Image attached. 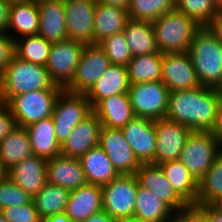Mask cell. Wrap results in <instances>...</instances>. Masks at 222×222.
<instances>
[{"mask_svg":"<svg viewBox=\"0 0 222 222\" xmlns=\"http://www.w3.org/2000/svg\"><path fill=\"white\" fill-rule=\"evenodd\" d=\"M220 100L212 87L174 90L169 93L164 118L183 124L192 131H210Z\"/></svg>","mask_w":222,"mask_h":222,"instance_id":"6da1fadb","label":"cell"},{"mask_svg":"<svg viewBox=\"0 0 222 222\" xmlns=\"http://www.w3.org/2000/svg\"><path fill=\"white\" fill-rule=\"evenodd\" d=\"M42 89L64 88L51 80L45 66L23 61L17 56L0 76V101L5 103L19 94Z\"/></svg>","mask_w":222,"mask_h":222,"instance_id":"7a4b0ae2","label":"cell"},{"mask_svg":"<svg viewBox=\"0 0 222 222\" xmlns=\"http://www.w3.org/2000/svg\"><path fill=\"white\" fill-rule=\"evenodd\" d=\"M157 49L160 53L187 52L201 26L192 18L173 9L152 22Z\"/></svg>","mask_w":222,"mask_h":222,"instance_id":"3957f363","label":"cell"},{"mask_svg":"<svg viewBox=\"0 0 222 222\" xmlns=\"http://www.w3.org/2000/svg\"><path fill=\"white\" fill-rule=\"evenodd\" d=\"M188 53L201 86L213 88L222 74V43L203 26L192 39Z\"/></svg>","mask_w":222,"mask_h":222,"instance_id":"277c9868","label":"cell"},{"mask_svg":"<svg viewBox=\"0 0 222 222\" xmlns=\"http://www.w3.org/2000/svg\"><path fill=\"white\" fill-rule=\"evenodd\" d=\"M64 89H42L19 94L6 104L17 126L26 127L34 122L52 117L55 102Z\"/></svg>","mask_w":222,"mask_h":222,"instance_id":"5b68a950","label":"cell"},{"mask_svg":"<svg viewBox=\"0 0 222 222\" xmlns=\"http://www.w3.org/2000/svg\"><path fill=\"white\" fill-rule=\"evenodd\" d=\"M221 150L209 131H191L178 160L199 182L207 174Z\"/></svg>","mask_w":222,"mask_h":222,"instance_id":"8992f818","label":"cell"},{"mask_svg":"<svg viewBox=\"0 0 222 222\" xmlns=\"http://www.w3.org/2000/svg\"><path fill=\"white\" fill-rule=\"evenodd\" d=\"M93 113L91 103L85 94L70 93L63 90L54 106L52 118L56 141L60 146L72 130Z\"/></svg>","mask_w":222,"mask_h":222,"instance_id":"52a82bcc","label":"cell"},{"mask_svg":"<svg viewBox=\"0 0 222 222\" xmlns=\"http://www.w3.org/2000/svg\"><path fill=\"white\" fill-rule=\"evenodd\" d=\"M102 189V209L115 220L134 216L138 182L134 174L119 175Z\"/></svg>","mask_w":222,"mask_h":222,"instance_id":"ba28073f","label":"cell"},{"mask_svg":"<svg viewBox=\"0 0 222 222\" xmlns=\"http://www.w3.org/2000/svg\"><path fill=\"white\" fill-rule=\"evenodd\" d=\"M169 93L162 81L130 84L128 95L134 115L152 120L164 118Z\"/></svg>","mask_w":222,"mask_h":222,"instance_id":"9c48e42d","label":"cell"},{"mask_svg":"<svg viewBox=\"0 0 222 222\" xmlns=\"http://www.w3.org/2000/svg\"><path fill=\"white\" fill-rule=\"evenodd\" d=\"M84 47V43L69 38L51 44L45 67L56 85L65 88L71 82Z\"/></svg>","mask_w":222,"mask_h":222,"instance_id":"30bf717a","label":"cell"},{"mask_svg":"<svg viewBox=\"0 0 222 222\" xmlns=\"http://www.w3.org/2000/svg\"><path fill=\"white\" fill-rule=\"evenodd\" d=\"M110 65L109 58L99 44H85L74 77L64 90L85 94Z\"/></svg>","mask_w":222,"mask_h":222,"instance_id":"8fae6325","label":"cell"},{"mask_svg":"<svg viewBox=\"0 0 222 222\" xmlns=\"http://www.w3.org/2000/svg\"><path fill=\"white\" fill-rule=\"evenodd\" d=\"M154 124L157 139L153 164L178 160L192 130L166 118L154 120Z\"/></svg>","mask_w":222,"mask_h":222,"instance_id":"7c38bea8","label":"cell"},{"mask_svg":"<svg viewBox=\"0 0 222 222\" xmlns=\"http://www.w3.org/2000/svg\"><path fill=\"white\" fill-rule=\"evenodd\" d=\"M161 81L170 92L201 86L188 51L163 54Z\"/></svg>","mask_w":222,"mask_h":222,"instance_id":"4fadbf2b","label":"cell"},{"mask_svg":"<svg viewBox=\"0 0 222 222\" xmlns=\"http://www.w3.org/2000/svg\"><path fill=\"white\" fill-rule=\"evenodd\" d=\"M99 146L108 155L113 167L120 175L135 174L141 166L121 129L102 126Z\"/></svg>","mask_w":222,"mask_h":222,"instance_id":"5bb4252c","label":"cell"},{"mask_svg":"<svg viewBox=\"0 0 222 222\" xmlns=\"http://www.w3.org/2000/svg\"><path fill=\"white\" fill-rule=\"evenodd\" d=\"M121 130L138 162L153 163L157 139L154 120L134 116Z\"/></svg>","mask_w":222,"mask_h":222,"instance_id":"9a60e30c","label":"cell"},{"mask_svg":"<svg viewBox=\"0 0 222 222\" xmlns=\"http://www.w3.org/2000/svg\"><path fill=\"white\" fill-rule=\"evenodd\" d=\"M64 3L68 38L93 44L95 0H64Z\"/></svg>","mask_w":222,"mask_h":222,"instance_id":"2e32d148","label":"cell"},{"mask_svg":"<svg viewBox=\"0 0 222 222\" xmlns=\"http://www.w3.org/2000/svg\"><path fill=\"white\" fill-rule=\"evenodd\" d=\"M138 186L148 189L164 201L173 211H181L188 205L174 192L160 165L141 164L135 172Z\"/></svg>","mask_w":222,"mask_h":222,"instance_id":"e0dca14e","label":"cell"},{"mask_svg":"<svg viewBox=\"0 0 222 222\" xmlns=\"http://www.w3.org/2000/svg\"><path fill=\"white\" fill-rule=\"evenodd\" d=\"M7 176L34 198L47 183V160L32 155L9 169Z\"/></svg>","mask_w":222,"mask_h":222,"instance_id":"ac0fdd59","label":"cell"},{"mask_svg":"<svg viewBox=\"0 0 222 222\" xmlns=\"http://www.w3.org/2000/svg\"><path fill=\"white\" fill-rule=\"evenodd\" d=\"M102 124L92 113L80 122L61 145V155L73 158L82 157L90 148L99 145Z\"/></svg>","mask_w":222,"mask_h":222,"instance_id":"d6986e66","label":"cell"},{"mask_svg":"<svg viewBox=\"0 0 222 222\" xmlns=\"http://www.w3.org/2000/svg\"><path fill=\"white\" fill-rule=\"evenodd\" d=\"M39 9L38 35L50 43L68 38L64 0H36Z\"/></svg>","mask_w":222,"mask_h":222,"instance_id":"ffe728a7","label":"cell"},{"mask_svg":"<svg viewBox=\"0 0 222 222\" xmlns=\"http://www.w3.org/2000/svg\"><path fill=\"white\" fill-rule=\"evenodd\" d=\"M47 182L69 191L87 184L79 158L61 154L47 160Z\"/></svg>","mask_w":222,"mask_h":222,"instance_id":"44dd1931","label":"cell"},{"mask_svg":"<svg viewBox=\"0 0 222 222\" xmlns=\"http://www.w3.org/2000/svg\"><path fill=\"white\" fill-rule=\"evenodd\" d=\"M102 210L101 186L87 183L70 191L64 212L71 221L82 222Z\"/></svg>","mask_w":222,"mask_h":222,"instance_id":"7402d4cb","label":"cell"},{"mask_svg":"<svg viewBox=\"0 0 222 222\" xmlns=\"http://www.w3.org/2000/svg\"><path fill=\"white\" fill-rule=\"evenodd\" d=\"M93 113L102 126L111 129H122L135 116L128 93L102 99L93 108Z\"/></svg>","mask_w":222,"mask_h":222,"instance_id":"603a6c76","label":"cell"},{"mask_svg":"<svg viewBox=\"0 0 222 222\" xmlns=\"http://www.w3.org/2000/svg\"><path fill=\"white\" fill-rule=\"evenodd\" d=\"M129 86L127 66L111 64L85 95L94 108L106 97L128 93Z\"/></svg>","mask_w":222,"mask_h":222,"instance_id":"cb8c5ba5","label":"cell"},{"mask_svg":"<svg viewBox=\"0 0 222 222\" xmlns=\"http://www.w3.org/2000/svg\"><path fill=\"white\" fill-rule=\"evenodd\" d=\"M174 192L188 205L196 206L199 182L179 160L160 164Z\"/></svg>","mask_w":222,"mask_h":222,"instance_id":"d4e9b609","label":"cell"},{"mask_svg":"<svg viewBox=\"0 0 222 222\" xmlns=\"http://www.w3.org/2000/svg\"><path fill=\"white\" fill-rule=\"evenodd\" d=\"M79 160L88 184L103 186L120 175L99 145L90 148Z\"/></svg>","mask_w":222,"mask_h":222,"instance_id":"484cf974","label":"cell"},{"mask_svg":"<svg viewBox=\"0 0 222 222\" xmlns=\"http://www.w3.org/2000/svg\"><path fill=\"white\" fill-rule=\"evenodd\" d=\"M128 11L114 6L96 3L94 12L93 44L120 33L129 20Z\"/></svg>","mask_w":222,"mask_h":222,"instance_id":"4316f807","label":"cell"},{"mask_svg":"<svg viewBox=\"0 0 222 222\" xmlns=\"http://www.w3.org/2000/svg\"><path fill=\"white\" fill-rule=\"evenodd\" d=\"M39 24V9L36 0L11 3L7 34L14 41L15 36L11 35V29L21 37L37 35Z\"/></svg>","mask_w":222,"mask_h":222,"instance_id":"83f0119b","label":"cell"},{"mask_svg":"<svg viewBox=\"0 0 222 222\" xmlns=\"http://www.w3.org/2000/svg\"><path fill=\"white\" fill-rule=\"evenodd\" d=\"M54 127L52 117L25 127L34 155L48 160L61 154V146L56 141Z\"/></svg>","mask_w":222,"mask_h":222,"instance_id":"f1b7e54d","label":"cell"},{"mask_svg":"<svg viewBox=\"0 0 222 222\" xmlns=\"http://www.w3.org/2000/svg\"><path fill=\"white\" fill-rule=\"evenodd\" d=\"M32 155L34 153L25 127L17 126L0 141V161L6 171Z\"/></svg>","mask_w":222,"mask_h":222,"instance_id":"f546056e","label":"cell"},{"mask_svg":"<svg viewBox=\"0 0 222 222\" xmlns=\"http://www.w3.org/2000/svg\"><path fill=\"white\" fill-rule=\"evenodd\" d=\"M123 33L132 56L159 52L152 22L129 19Z\"/></svg>","mask_w":222,"mask_h":222,"instance_id":"4dcf8cb0","label":"cell"},{"mask_svg":"<svg viewBox=\"0 0 222 222\" xmlns=\"http://www.w3.org/2000/svg\"><path fill=\"white\" fill-rule=\"evenodd\" d=\"M162 57L160 52L133 56L127 65L129 83L161 81Z\"/></svg>","mask_w":222,"mask_h":222,"instance_id":"1f68e13d","label":"cell"},{"mask_svg":"<svg viewBox=\"0 0 222 222\" xmlns=\"http://www.w3.org/2000/svg\"><path fill=\"white\" fill-rule=\"evenodd\" d=\"M174 211L148 189L138 186L134 216L147 222H164Z\"/></svg>","mask_w":222,"mask_h":222,"instance_id":"d6a6232c","label":"cell"},{"mask_svg":"<svg viewBox=\"0 0 222 222\" xmlns=\"http://www.w3.org/2000/svg\"><path fill=\"white\" fill-rule=\"evenodd\" d=\"M70 191L47 182L33 198L40 218H47L65 211Z\"/></svg>","mask_w":222,"mask_h":222,"instance_id":"836d02e7","label":"cell"},{"mask_svg":"<svg viewBox=\"0 0 222 222\" xmlns=\"http://www.w3.org/2000/svg\"><path fill=\"white\" fill-rule=\"evenodd\" d=\"M222 197V150L207 174L199 181L196 206L213 204Z\"/></svg>","mask_w":222,"mask_h":222,"instance_id":"e575fe53","label":"cell"},{"mask_svg":"<svg viewBox=\"0 0 222 222\" xmlns=\"http://www.w3.org/2000/svg\"><path fill=\"white\" fill-rule=\"evenodd\" d=\"M21 38H15V56L29 63L46 66L52 43L38 34Z\"/></svg>","mask_w":222,"mask_h":222,"instance_id":"d590c367","label":"cell"},{"mask_svg":"<svg viewBox=\"0 0 222 222\" xmlns=\"http://www.w3.org/2000/svg\"><path fill=\"white\" fill-rule=\"evenodd\" d=\"M175 9V0H130V19L153 22L158 17Z\"/></svg>","mask_w":222,"mask_h":222,"instance_id":"8d00e7d4","label":"cell"},{"mask_svg":"<svg viewBox=\"0 0 222 222\" xmlns=\"http://www.w3.org/2000/svg\"><path fill=\"white\" fill-rule=\"evenodd\" d=\"M175 9L206 26L218 13L214 0H175Z\"/></svg>","mask_w":222,"mask_h":222,"instance_id":"74e56055","label":"cell"},{"mask_svg":"<svg viewBox=\"0 0 222 222\" xmlns=\"http://www.w3.org/2000/svg\"><path fill=\"white\" fill-rule=\"evenodd\" d=\"M111 64L127 66L133 57L123 31L105 38L99 43Z\"/></svg>","mask_w":222,"mask_h":222,"instance_id":"f35d334b","label":"cell"},{"mask_svg":"<svg viewBox=\"0 0 222 222\" xmlns=\"http://www.w3.org/2000/svg\"><path fill=\"white\" fill-rule=\"evenodd\" d=\"M33 198L7 175L0 180V211L10 206L31 203Z\"/></svg>","mask_w":222,"mask_h":222,"instance_id":"ab89813d","label":"cell"},{"mask_svg":"<svg viewBox=\"0 0 222 222\" xmlns=\"http://www.w3.org/2000/svg\"><path fill=\"white\" fill-rule=\"evenodd\" d=\"M1 213L9 222H36L40 218L33 201L24 205L10 206L1 210Z\"/></svg>","mask_w":222,"mask_h":222,"instance_id":"60d3db41","label":"cell"},{"mask_svg":"<svg viewBox=\"0 0 222 222\" xmlns=\"http://www.w3.org/2000/svg\"><path fill=\"white\" fill-rule=\"evenodd\" d=\"M15 56V42L7 33H0V76Z\"/></svg>","mask_w":222,"mask_h":222,"instance_id":"b9f144b4","label":"cell"},{"mask_svg":"<svg viewBox=\"0 0 222 222\" xmlns=\"http://www.w3.org/2000/svg\"><path fill=\"white\" fill-rule=\"evenodd\" d=\"M17 127L16 120L8 105L0 101V141Z\"/></svg>","mask_w":222,"mask_h":222,"instance_id":"7bdbcfd3","label":"cell"},{"mask_svg":"<svg viewBox=\"0 0 222 222\" xmlns=\"http://www.w3.org/2000/svg\"><path fill=\"white\" fill-rule=\"evenodd\" d=\"M164 222H195V206H188L181 211H174Z\"/></svg>","mask_w":222,"mask_h":222,"instance_id":"ee69618b","label":"cell"},{"mask_svg":"<svg viewBox=\"0 0 222 222\" xmlns=\"http://www.w3.org/2000/svg\"><path fill=\"white\" fill-rule=\"evenodd\" d=\"M222 148V98L218 103L214 125L209 131Z\"/></svg>","mask_w":222,"mask_h":222,"instance_id":"f6af8a7d","label":"cell"},{"mask_svg":"<svg viewBox=\"0 0 222 222\" xmlns=\"http://www.w3.org/2000/svg\"><path fill=\"white\" fill-rule=\"evenodd\" d=\"M209 222H222V211L213 204L196 206Z\"/></svg>","mask_w":222,"mask_h":222,"instance_id":"bcb514c9","label":"cell"},{"mask_svg":"<svg viewBox=\"0 0 222 222\" xmlns=\"http://www.w3.org/2000/svg\"><path fill=\"white\" fill-rule=\"evenodd\" d=\"M11 3L0 0V33H7Z\"/></svg>","mask_w":222,"mask_h":222,"instance_id":"7dc6e473","label":"cell"},{"mask_svg":"<svg viewBox=\"0 0 222 222\" xmlns=\"http://www.w3.org/2000/svg\"><path fill=\"white\" fill-rule=\"evenodd\" d=\"M206 27L222 43V11H218Z\"/></svg>","mask_w":222,"mask_h":222,"instance_id":"c3c4849f","label":"cell"},{"mask_svg":"<svg viewBox=\"0 0 222 222\" xmlns=\"http://www.w3.org/2000/svg\"><path fill=\"white\" fill-rule=\"evenodd\" d=\"M82 222H117V220H115L113 217L102 210L96 214L89 216L86 220Z\"/></svg>","mask_w":222,"mask_h":222,"instance_id":"681fc988","label":"cell"},{"mask_svg":"<svg viewBox=\"0 0 222 222\" xmlns=\"http://www.w3.org/2000/svg\"><path fill=\"white\" fill-rule=\"evenodd\" d=\"M95 2L107 6L118 7L125 10H128L130 4V0H95Z\"/></svg>","mask_w":222,"mask_h":222,"instance_id":"f907efd6","label":"cell"},{"mask_svg":"<svg viewBox=\"0 0 222 222\" xmlns=\"http://www.w3.org/2000/svg\"><path fill=\"white\" fill-rule=\"evenodd\" d=\"M47 222H71L65 212L57 213L46 218Z\"/></svg>","mask_w":222,"mask_h":222,"instance_id":"816d5d0a","label":"cell"},{"mask_svg":"<svg viewBox=\"0 0 222 222\" xmlns=\"http://www.w3.org/2000/svg\"><path fill=\"white\" fill-rule=\"evenodd\" d=\"M117 222H147V221H144L143 219L138 218L136 216H128L117 220Z\"/></svg>","mask_w":222,"mask_h":222,"instance_id":"f5cc1de1","label":"cell"},{"mask_svg":"<svg viewBox=\"0 0 222 222\" xmlns=\"http://www.w3.org/2000/svg\"><path fill=\"white\" fill-rule=\"evenodd\" d=\"M195 222H209L201 213L200 210L195 206Z\"/></svg>","mask_w":222,"mask_h":222,"instance_id":"db71d44e","label":"cell"},{"mask_svg":"<svg viewBox=\"0 0 222 222\" xmlns=\"http://www.w3.org/2000/svg\"><path fill=\"white\" fill-rule=\"evenodd\" d=\"M213 89L219 94V96L222 98V74L220 75L219 81L217 84L213 87Z\"/></svg>","mask_w":222,"mask_h":222,"instance_id":"11a10c76","label":"cell"},{"mask_svg":"<svg viewBox=\"0 0 222 222\" xmlns=\"http://www.w3.org/2000/svg\"><path fill=\"white\" fill-rule=\"evenodd\" d=\"M7 175V171L3 168L0 161V180H2Z\"/></svg>","mask_w":222,"mask_h":222,"instance_id":"9f6ffc18","label":"cell"},{"mask_svg":"<svg viewBox=\"0 0 222 222\" xmlns=\"http://www.w3.org/2000/svg\"><path fill=\"white\" fill-rule=\"evenodd\" d=\"M213 205L218 208L220 211H222V197L219 198L216 202L213 203Z\"/></svg>","mask_w":222,"mask_h":222,"instance_id":"6f0895ef","label":"cell"},{"mask_svg":"<svg viewBox=\"0 0 222 222\" xmlns=\"http://www.w3.org/2000/svg\"><path fill=\"white\" fill-rule=\"evenodd\" d=\"M214 3L218 9V11H222V0H214Z\"/></svg>","mask_w":222,"mask_h":222,"instance_id":"680465c9","label":"cell"},{"mask_svg":"<svg viewBox=\"0 0 222 222\" xmlns=\"http://www.w3.org/2000/svg\"><path fill=\"white\" fill-rule=\"evenodd\" d=\"M0 222H9L0 211Z\"/></svg>","mask_w":222,"mask_h":222,"instance_id":"91938a15","label":"cell"},{"mask_svg":"<svg viewBox=\"0 0 222 222\" xmlns=\"http://www.w3.org/2000/svg\"><path fill=\"white\" fill-rule=\"evenodd\" d=\"M10 3H14V2H25V1H30V0H7Z\"/></svg>","mask_w":222,"mask_h":222,"instance_id":"94428289","label":"cell"},{"mask_svg":"<svg viewBox=\"0 0 222 222\" xmlns=\"http://www.w3.org/2000/svg\"><path fill=\"white\" fill-rule=\"evenodd\" d=\"M36 222H47L46 218H39Z\"/></svg>","mask_w":222,"mask_h":222,"instance_id":"6125c7cd","label":"cell"}]
</instances>
